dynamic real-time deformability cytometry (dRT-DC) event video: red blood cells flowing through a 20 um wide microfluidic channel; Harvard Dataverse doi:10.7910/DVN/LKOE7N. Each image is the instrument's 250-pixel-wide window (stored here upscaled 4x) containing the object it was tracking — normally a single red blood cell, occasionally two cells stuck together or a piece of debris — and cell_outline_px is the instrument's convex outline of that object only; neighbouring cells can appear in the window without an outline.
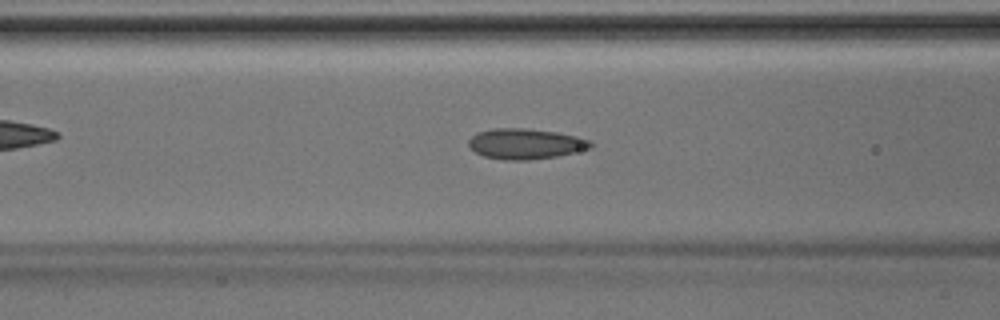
{"species": "Egyptian fruit bat (a non-hibernating species)", "species_latin": "Rousettus aegyptiacus", "temperature_condition": "room temperature", "stored_images_in_passage": 37, "camera_frame_rate_fps": 3000, "um_per_image_px": 0.085, "animal": {"sex": "male"}, "frame": {"image": 1, "passage_image": 11, "time_ms": 3.333, "image_size_px": [1000, 320], "cell_outline_px": [[596, 144], [592, 148], [556, 156], [528, 160], [504, 160], [484, 156], [476, 152], [468, 144], [468, 140], [476, 132], [492, 128], [524, 128], [556, 132], [576, 136], [588, 140]], "centroid_in_image_um": [44.66, 12.22], "position_along_channel_um": 121.9, "area_um2": 21.68}}